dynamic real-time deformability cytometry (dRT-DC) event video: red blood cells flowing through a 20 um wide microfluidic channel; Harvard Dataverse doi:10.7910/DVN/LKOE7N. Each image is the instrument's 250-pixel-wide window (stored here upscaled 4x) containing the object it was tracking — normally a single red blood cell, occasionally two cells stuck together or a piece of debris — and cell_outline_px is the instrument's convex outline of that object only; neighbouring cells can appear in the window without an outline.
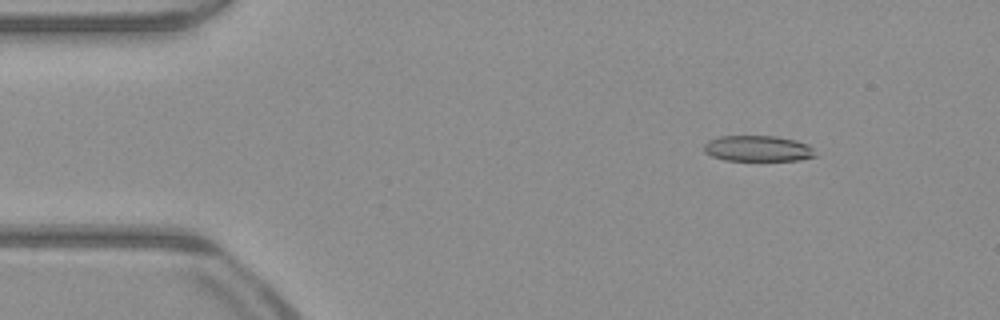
{"species": "common noctule bat (a hibernating species)", "species_latin": "Nyctalus noctula", "temperature_condition": "warm", "stored_images_in_passage": 50, "camera_frame_rate_fps": 3000, "um_per_image_px": 0.085, "animal": {"sex": "male", "body_mass_g": 23.1, "forearm_length_mm": 52.7}, "frame": {"image": 1, "passage_image": 6, "time_ms": 1.667, "image_size_px": [1000, 320], "cell_outline_px": [[816, 156], [800, 160], [724, 160], [712, 156], [704, 152], [704, 144], [708, 140], [720, 136], [776, 136], [796, 140], [808, 144], [812, 148]], "centroid_in_image_um": [64.41, 12.62], "position_along_channel_um": 20.6, "area_um2": 16.76}}
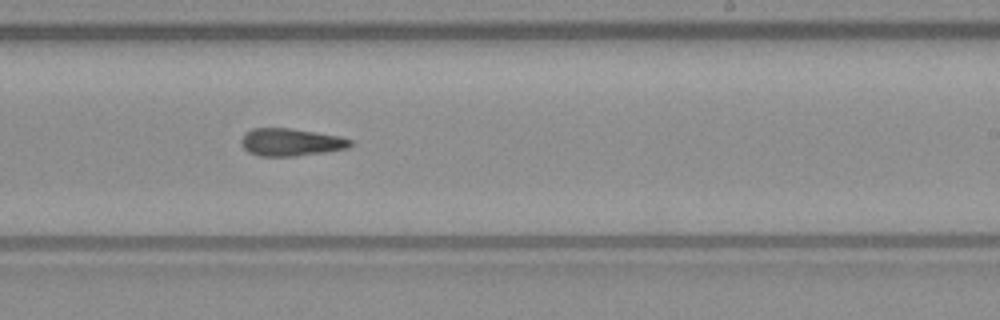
{"frame": {"image": 2, "passage_image": 30, "time_ms": 9.667, "image_size_px": [1000, 320], "cell_outline_px": [[352, 144], [348, 148], [324, 152], [296, 156], [260, 156], [248, 152], [244, 148], [240, 140], [244, 132], [252, 128], [288, 128], [340, 136], [352, 140]], "centroid_in_image_um": [24.69, 12.08], "position_along_channel_um": 264.3, "area_um2": 17.51}}
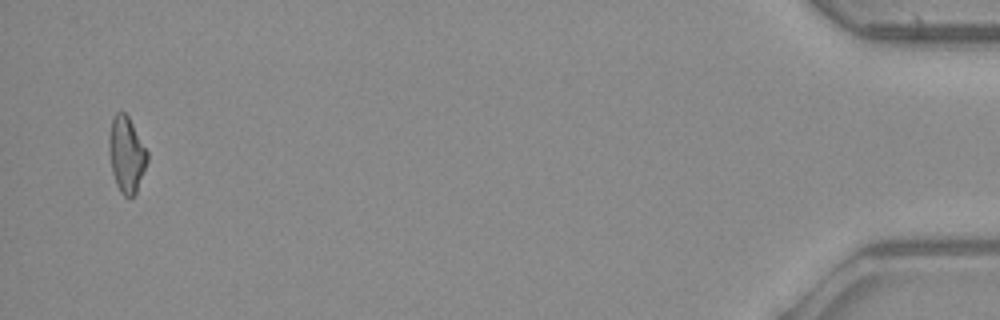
{"frame": {"image": 3, "passage_image": 49, "time_ms": 16.0, "image_size_px": [1000, 320], "cell_outline_px": [[148, 160], [136, 192], [132, 196], [124, 196], [120, 192], [116, 184], [112, 172], [108, 152], [108, 136], [112, 116], [116, 112], [124, 112], [128, 116], [148, 152]], "centroid_in_image_um": [10.72, 13.1], "position_along_channel_um": 424.5, "area_um2": 16.99}, "authors_computed_cell_mechanics": {"area_um2": 17.5134, "velocity_mm_per_s": 4.0467, "shape_relaxation_time_tau1_ms": null, "shape_relaxation_time_tau2_ms": 7.2434, "deformation_change_tau1": null, "deformation_change_tau2": 0.1877}}